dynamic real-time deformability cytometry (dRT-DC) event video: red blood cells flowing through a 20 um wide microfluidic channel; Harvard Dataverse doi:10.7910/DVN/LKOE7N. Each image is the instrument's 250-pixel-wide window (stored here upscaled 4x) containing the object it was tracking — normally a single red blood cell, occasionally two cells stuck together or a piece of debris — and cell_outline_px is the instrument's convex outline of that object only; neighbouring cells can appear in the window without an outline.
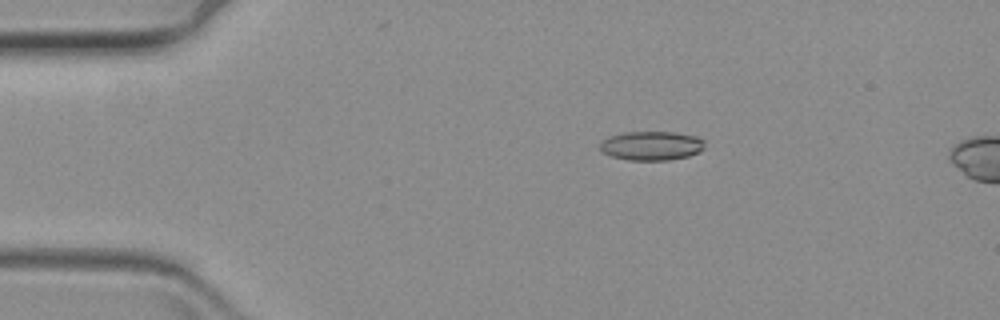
{"species": "common noctule bat (a hibernating species)", "species_latin": "Nyctalus noctula", "temperature_condition": "warm", "stored_images_in_passage": 13, "camera_frame_rate_fps": 3000, "um_per_image_px": 0.085, "animal": {"sex": "female", "body_mass_g": 19.3, "forearm_length_mm": 54.1}, "frame": {"image": 1, "passage_image": 8, "time_ms": 2.333, "image_size_px": [1000, 320], "cell_outline_px": [[704, 148], [688, 156], [668, 160], [628, 160], [612, 156], [604, 152], [600, 148], [600, 144], [608, 136], [624, 132], [672, 132], [696, 136], [704, 140]], "centroid_in_image_um": [55.37, 12.38], "position_along_channel_um": 29.6, "area_um2": 17.57}}